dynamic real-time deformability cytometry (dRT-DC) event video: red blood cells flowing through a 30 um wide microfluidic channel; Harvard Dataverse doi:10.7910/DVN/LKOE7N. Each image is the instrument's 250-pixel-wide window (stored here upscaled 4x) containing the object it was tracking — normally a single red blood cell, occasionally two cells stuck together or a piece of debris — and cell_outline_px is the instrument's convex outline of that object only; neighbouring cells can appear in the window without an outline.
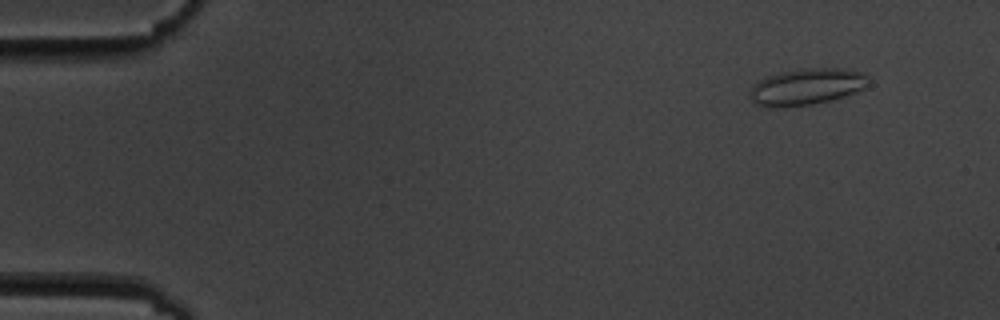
{"species": "common noctule bat (a hibernating species)", "species_latin": "Nyctalus noctula", "temperature_condition": "cold", "stored_images_in_passage": 4, "camera_frame_rate_fps": 3000, "um_per_image_px": 0.085, "animal": {"sex": "male", "body_mass_g": 19.5, "forearm_length_mm": 54.6}, "frame": {"image": 1, "passage_image": 1, "time_ms": 0.0, "image_size_px": [1000, 320], "cell_outline_px": [[868, 84], [864, 88], [844, 96], [832, 100], [812, 104], [784, 108], [764, 108], [756, 104], [752, 100], [748, 92], [760, 80], [768, 76], [780, 72], [804, 68], [840, 68], [864, 72], [868, 76]], "centroid_in_image_um": [68.55, 7.39], "position_along_channel_um": 16.4, "area_um2": 25.43}}